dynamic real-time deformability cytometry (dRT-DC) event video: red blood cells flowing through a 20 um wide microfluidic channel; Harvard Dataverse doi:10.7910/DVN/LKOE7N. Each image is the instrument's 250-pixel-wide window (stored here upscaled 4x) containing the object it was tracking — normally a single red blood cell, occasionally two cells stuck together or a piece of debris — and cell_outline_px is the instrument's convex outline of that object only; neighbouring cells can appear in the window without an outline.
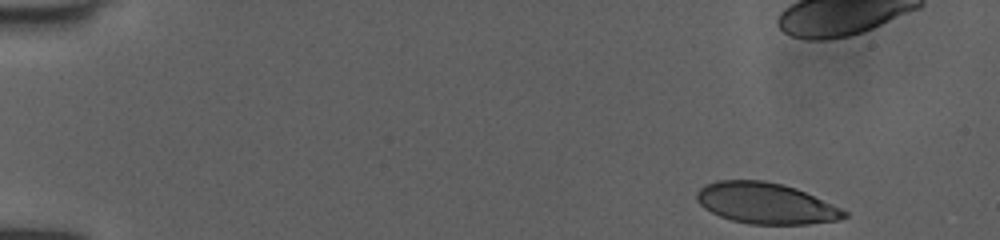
{"species": "human", "species_latin": "Homo sapiens", "temperature_condition": "room temperature", "stored_images_in_passage": 39, "camera_frame_rate_fps": 3000, "um_per_image_px": 0.085, "donor": {"sex": "female"}, "frame": {"image": 1, "passage_image": 1, "time_ms": 0.0, "image_size_px": [1000, 240], "cell_outline_px": [[848, 216], [836, 220], [808, 224], [752, 224], [732, 220], [720, 216], [704, 208], [696, 200], [696, 192], [704, 184], [716, 180], [764, 180], [796, 188], [832, 204], [848, 212]], "centroid_in_image_um": [65.06, 17.27], "position_along_channel_um": 19.9, "area_um2": 35.08}}
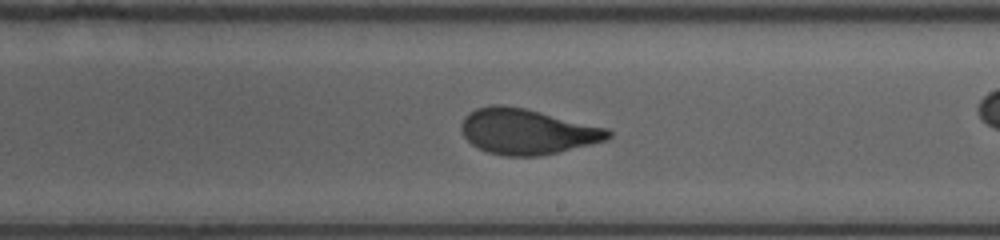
{"frame": {"image": 2, "passage_image": 27, "time_ms": 8.667, "image_size_px": [1000, 240], "cell_outline_px": [[612, 136], [604, 140], [592, 144], [560, 152], [540, 156], [504, 156], [488, 152], [472, 144], [464, 136], [460, 128], [460, 124], [464, 116], [468, 112], [476, 108], [492, 104], [500, 104], [524, 108], [608, 128], [612, 132]], "centroid_in_image_um": [44.78, 11.18], "position_along_channel_um": 244.2, "area_um2": 39.02}}
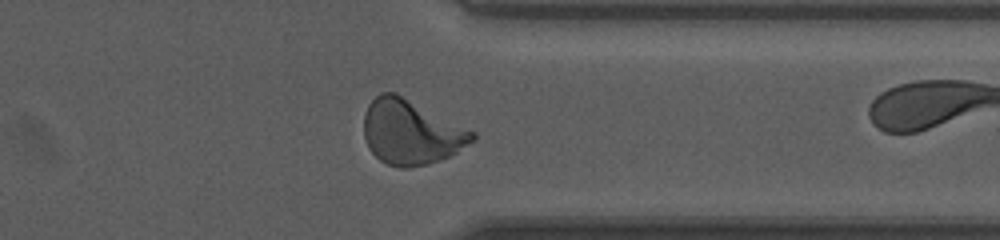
{"frame": {"image": 3, "passage_image": 37, "time_ms": 12.0, "image_size_px": [1000, 240], "cell_outline_px": [[476, 140], [456, 152], [448, 156], [428, 164], [408, 168], [400, 168], [388, 164], [380, 160], [368, 148], [364, 136], [364, 116], [368, 104], [380, 92], [396, 92], [476, 132]], "centroid_in_image_um": [34.93, 11.22], "position_along_channel_um": 376.5, "area_um2": 40.98}}